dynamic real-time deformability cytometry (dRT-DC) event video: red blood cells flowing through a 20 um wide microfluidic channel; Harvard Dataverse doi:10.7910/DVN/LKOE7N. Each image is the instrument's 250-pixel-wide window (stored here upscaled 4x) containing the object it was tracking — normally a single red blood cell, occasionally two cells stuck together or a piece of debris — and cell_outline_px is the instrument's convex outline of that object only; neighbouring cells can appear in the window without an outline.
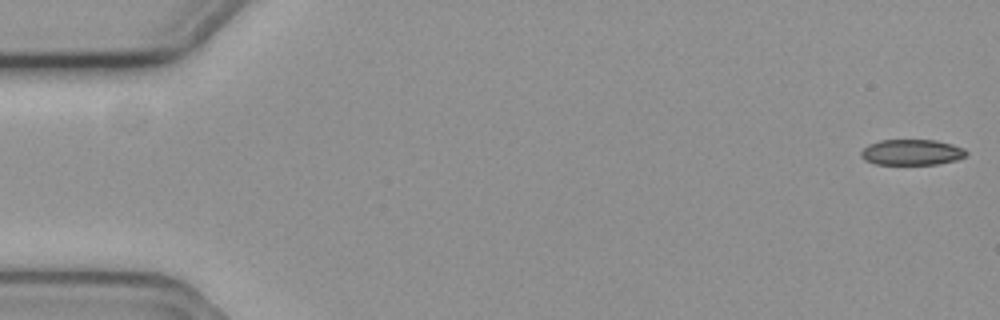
{"species": "common noctule bat (a hibernating species)", "species_latin": "Nyctalus noctula", "temperature_condition": "cold", "stored_images_in_passage": 3, "camera_frame_rate_fps": 3000, "um_per_image_px": 0.085, "animal": {"sex": "female", "body_mass_g": 19.3, "forearm_length_mm": 54.1}, "frame": {"image": 1, "passage_image": 1, "time_ms": 0.0, "image_size_px": [1000, 320], "cell_outline_px": [[968, 152], [964, 156], [956, 160], [936, 164], [876, 164], [864, 160], [860, 156], [860, 152], [868, 144], [880, 140], [936, 140], [952, 144], [964, 148]], "centroid_in_image_um": [77.48, 12.94], "position_along_channel_um": 7.5, "area_um2": 15.78}}
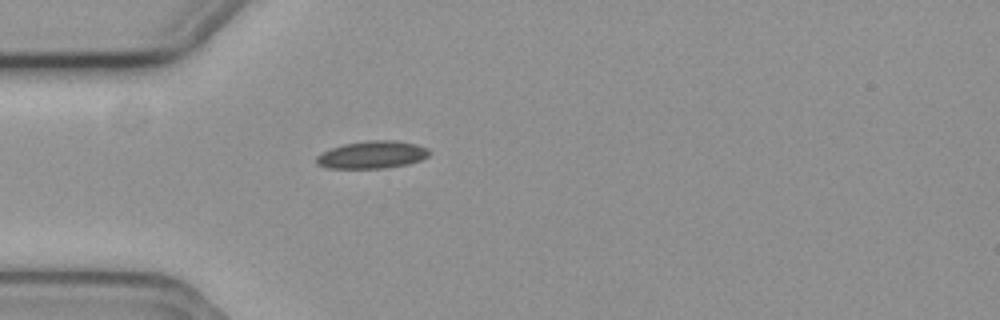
{"frame": {"image": 2, "passage_image": 3, "time_ms": 0.667, "image_size_px": [1000, 320], "cell_outline_px": [[428, 156], [420, 160], [408, 164], [384, 168], [328, 168], [316, 164], [316, 156], [332, 148], [344, 144], [368, 140], [396, 140], [416, 144], [428, 148]], "centroid_in_image_um": [31.63, 13.15], "position_along_channel_um": 53.4, "area_um2": 17.98}}